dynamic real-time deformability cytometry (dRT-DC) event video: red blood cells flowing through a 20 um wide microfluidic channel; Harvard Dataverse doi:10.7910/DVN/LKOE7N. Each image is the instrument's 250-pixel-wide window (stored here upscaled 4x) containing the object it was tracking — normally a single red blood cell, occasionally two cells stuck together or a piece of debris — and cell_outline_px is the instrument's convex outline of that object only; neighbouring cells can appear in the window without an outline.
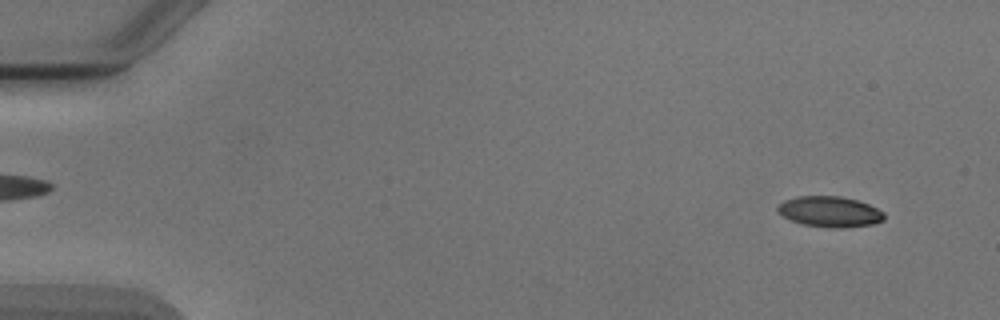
{"species": "Egyptian fruit bat (a non-hibernating species)", "species_latin": "Rousettus aegyptiacus", "temperature_condition": "cold", "stored_images_in_passage": 53, "camera_frame_rate_fps": 3000, "um_per_image_px": 0.085, "animal": {"sex": "male"}, "frame": {"image": 1, "passage_image": 4, "time_ms": 1.0, "image_size_px": [1000, 320], "cell_outline_px": [[884, 220], [872, 224], [804, 224], [792, 220], [776, 212], [776, 208], [784, 200], [796, 196], [840, 196], [856, 200], [868, 204], [884, 212]], "centroid_in_image_um": [70.48, 17.91], "position_along_channel_um": 14.5, "area_um2": 17.8}}
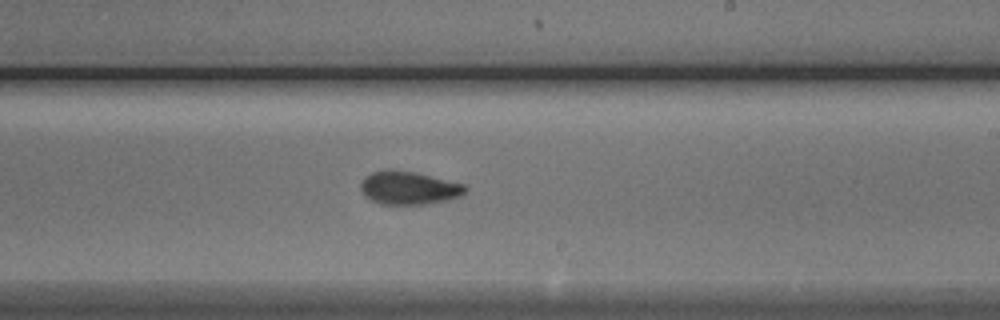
{"frame": {"image": 2, "passage_image": 32, "time_ms": 10.333, "image_size_px": [1000, 320], "cell_outline_px": [[468, 188], [460, 196], [448, 200], [428, 204], [380, 204], [372, 200], [360, 188], [360, 184], [372, 172], [388, 168], [392, 168], [416, 172], [464, 184]], "centroid_in_image_um": [34.78, 15.96], "position_along_channel_um": 254.2, "area_um2": 20.17}}
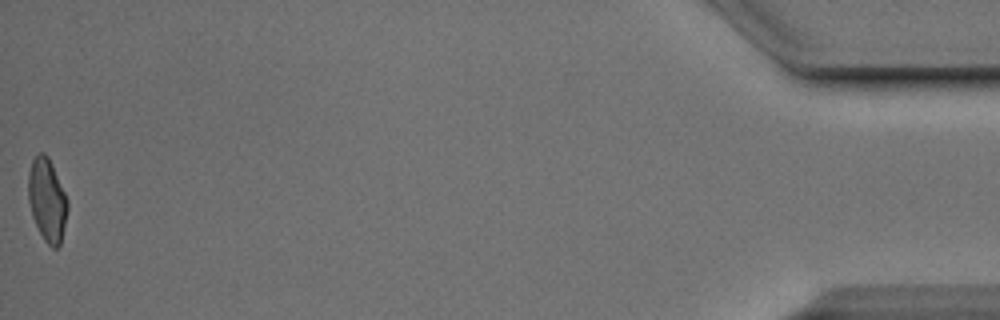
{"frame": {"image": 3, "passage_image": 53, "time_ms": 17.333, "image_size_px": [1000, 320], "cell_outline_px": [[68, 208], [60, 244], [56, 248], [52, 248], [44, 240], [32, 216], [28, 200], [28, 176], [32, 160], [40, 152], [44, 152], [48, 156], [52, 164], [68, 200]], "centroid_in_image_um": [4.0, 16.99], "position_along_channel_um": 431.2, "area_um2": 18.84}, "authors_computed_cell_mechanics": {"area_um2": 19.5364, "velocity_mm_per_s": 3.8885, "shape_relaxation_time_tau1_ms": 2.8997, "shape_relaxation_time_tau2_ms": 2.9929, "deformation_change_tau1": 0.1243, "deformation_change_tau2": 0.08}}